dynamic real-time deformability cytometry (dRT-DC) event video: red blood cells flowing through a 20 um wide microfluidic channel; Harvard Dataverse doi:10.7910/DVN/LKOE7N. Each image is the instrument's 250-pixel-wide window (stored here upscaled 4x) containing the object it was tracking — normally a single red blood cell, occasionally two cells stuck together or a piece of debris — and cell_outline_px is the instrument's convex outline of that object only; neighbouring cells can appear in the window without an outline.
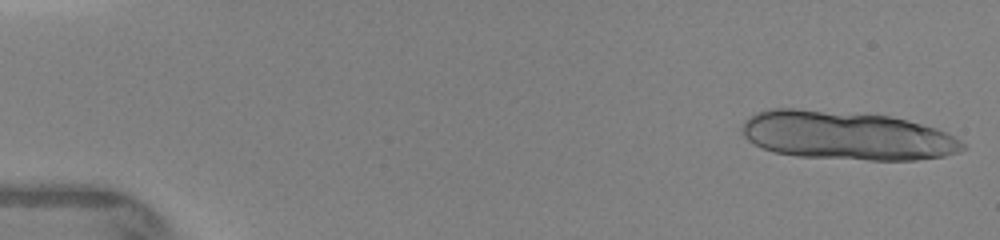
{"species": "human", "species_latin": "Homo sapiens", "temperature_condition": "warm", "stored_images_in_passage": 29, "camera_frame_rate_fps": 3000, "um_per_image_px": 0.085, "donor": {"sex": "female"}, "frame": {"image": 1, "passage_image": 1, "time_ms": 0.0, "image_size_px": [1000, 240], "cell_outline_px": [[964, 148], [956, 152], [944, 156], [916, 160], [868, 160], [796, 156], [772, 152], [748, 140], [744, 136], [744, 120], [756, 112], [768, 108], [792, 108], [888, 116], [908, 120], [936, 128], [960, 140], [964, 144]], "centroid_in_image_um": [71.94, 11.53], "position_along_channel_um": 13.1, "area_um2": 62.19}}